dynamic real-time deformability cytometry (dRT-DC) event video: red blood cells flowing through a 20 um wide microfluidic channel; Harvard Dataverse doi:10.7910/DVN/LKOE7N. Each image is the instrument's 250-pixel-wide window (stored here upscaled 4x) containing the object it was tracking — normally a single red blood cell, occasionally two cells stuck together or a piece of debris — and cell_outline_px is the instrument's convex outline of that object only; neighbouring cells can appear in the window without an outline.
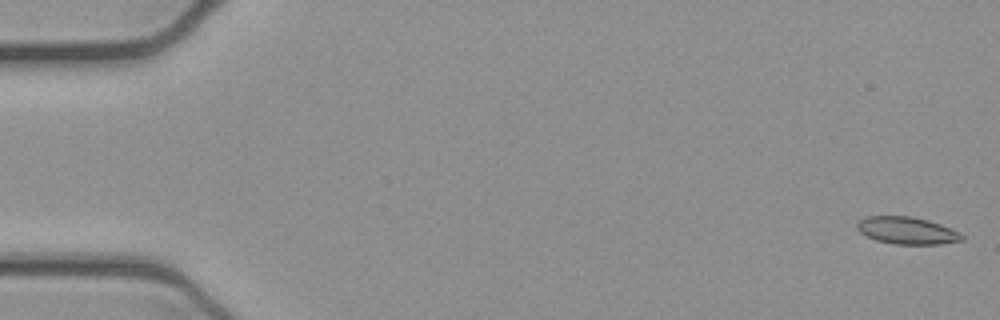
{"species": "common noctule bat (a hibernating species)", "species_latin": "Nyctalus noctula", "temperature_condition": "cold", "stored_images_in_passage": 52, "camera_frame_rate_fps": 3000, "um_per_image_px": 0.085, "animal": {"sex": "female", "body_mass_g": 21.9}, "frame": {"image": 1, "passage_image": 1, "time_ms": 0.0, "image_size_px": [1000, 320], "cell_outline_px": [[964, 240], [940, 244], [896, 244], [876, 240], [860, 232], [856, 228], [856, 224], [864, 216], [912, 216], [928, 220], [940, 224], [960, 232], [964, 236]], "centroid_in_image_um": [77.1, 19.59], "position_along_channel_um": 7.9, "area_um2": 16.65}}
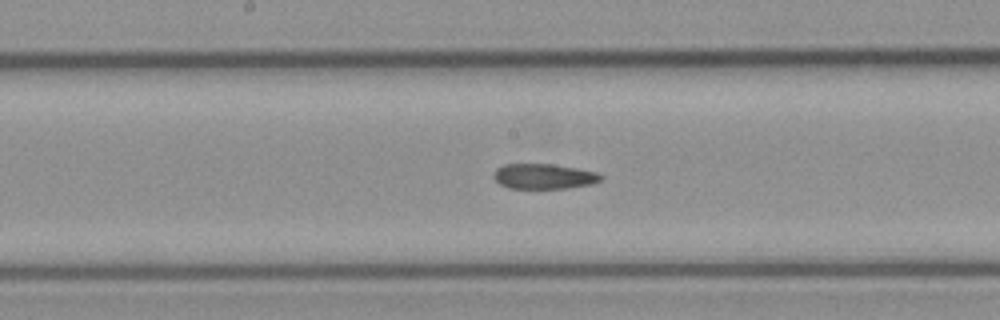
{"frame": {"image": 2, "passage_image": 27, "time_ms": 8.667, "image_size_px": [1000, 320], "cell_outline_px": [[604, 176], [600, 180], [592, 184], [568, 188], [508, 188], [500, 184], [492, 176], [496, 168], [504, 164], [552, 164], [576, 168], [596, 172]], "centroid_in_image_um": [46.21, 14.99], "position_along_channel_um": 202.0, "area_um2": 15.72}}
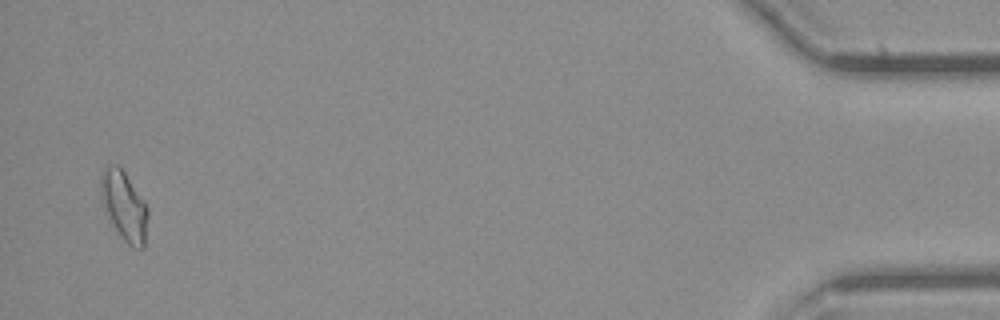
{"frame": {"image": 3, "passage_image": 51, "time_ms": 16.667, "image_size_px": [1000, 320], "cell_outline_px": [[148, 216], [144, 248], [132, 248], [120, 236], [104, 212], [100, 200], [100, 176], [104, 168], [108, 164], [116, 164], [124, 172], [144, 200], [148, 208]], "centroid_in_image_um": [10.52, 17.51], "position_along_channel_um": 424.7, "area_um2": 19.31}, "authors_computed_cell_mechanics": {"area_um2": 16.8487, "velocity_mm_per_s": 3.8972, "shape_relaxation_time_tau1_ms": null, "shape_relaxation_time_tau2_ms": 5.0341, "deformation_change_tau1": null, "deformation_change_tau2": 0.1147}}